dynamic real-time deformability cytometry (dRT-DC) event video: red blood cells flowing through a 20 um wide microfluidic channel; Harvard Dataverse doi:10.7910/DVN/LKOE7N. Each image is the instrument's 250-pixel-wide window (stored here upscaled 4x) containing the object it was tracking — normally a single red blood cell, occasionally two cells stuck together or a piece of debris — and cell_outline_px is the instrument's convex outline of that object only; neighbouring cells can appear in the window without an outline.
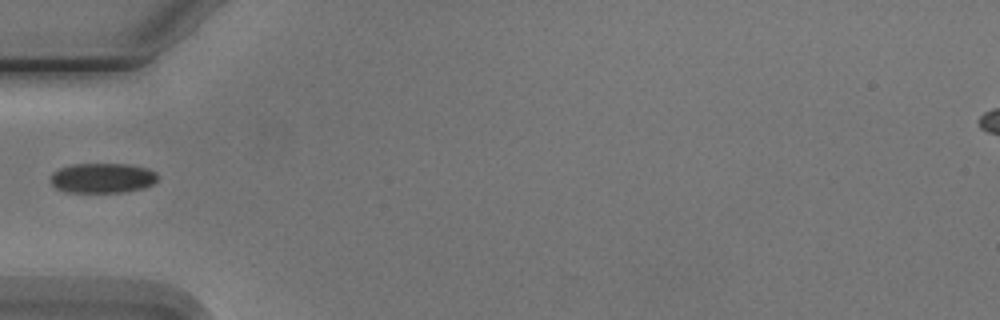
{"species": "Egyptian fruit bat (a non-hibernating species)", "species_latin": "Rousettus aegyptiacus", "temperature_condition": "cold", "stored_images_in_passage": 5, "camera_frame_rate_fps": 3000, "um_per_image_px": 0.085, "animal": {"sex": "male"}, "frame": {"image": 1, "passage_image": 4, "time_ms": 4.333, "image_size_px": [1000, 320], "cell_outline_px": [[160, 176], [152, 184], [144, 188], [124, 192], [68, 192], [56, 188], [52, 184], [52, 172], [60, 168], [72, 164], [128, 164], [148, 168], [156, 172]], "centroid_in_image_um": [8.75, 15.13], "position_along_channel_um": 76.3, "area_um2": 18.73}}
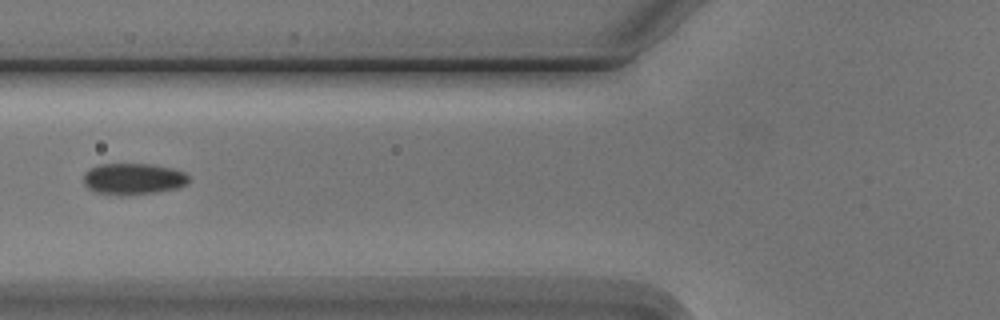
{"frame": {"image": 2, "passage_image": 5, "time_ms": 5.333, "image_size_px": [1000, 320], "cell_outline_px": [[188, 184], [180, 188], [156, 192], [120, 196], [92, 192], [84, 184], [84, 172], [100, 164], [152, 164], [172, 168], [184, 172], [188, 176]], "centroid_in_image_um": [11.33, 15.22], "position_along_channel_um": 114.5, "area_um2": 19.48}}